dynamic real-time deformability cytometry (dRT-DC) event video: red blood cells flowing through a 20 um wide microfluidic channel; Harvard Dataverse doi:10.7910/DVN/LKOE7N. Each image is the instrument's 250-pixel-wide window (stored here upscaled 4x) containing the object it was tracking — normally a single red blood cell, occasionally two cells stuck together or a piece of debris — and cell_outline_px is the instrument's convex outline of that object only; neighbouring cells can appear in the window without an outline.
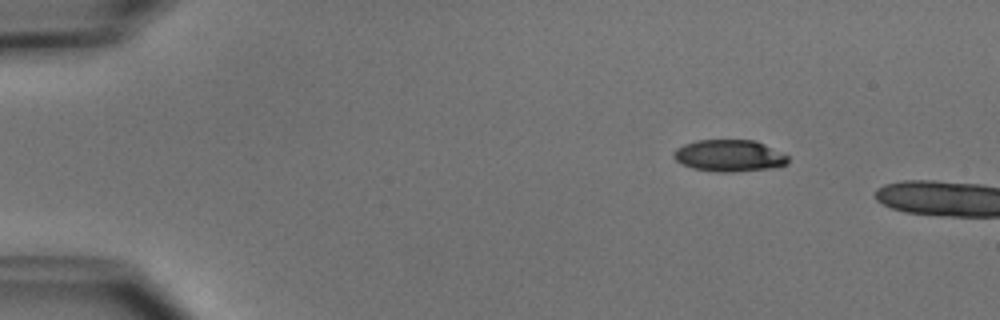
{"species": "common noctule bat (a hibernating species)", "species_latin": "Nyctalus noctula", "temperature_condition": "cold", "stored_images_in_passage": 2, "camera_frame_rate_fps": 3000, "um_per_image_px": 0.085, "animal": {"sex": "male", "body_mass_g": 15.6}, "frame": {"image": 1, "passage_image": 1, "time_ms": 0.0, "image_size_px": [1000, 320], "cell_outline_px": [[788, 164], [768, 168], [732, 172], [720, 172], [692, 168], [680, 164], [672, 156], [672, 152], [676, 148], [684, 144], [696, 140], [756, 140], [788, 156]], "centroid_in_image_um": [61.93, 13.23], "position_along_channel_um": 23.1, "area_um2": 21.15}}